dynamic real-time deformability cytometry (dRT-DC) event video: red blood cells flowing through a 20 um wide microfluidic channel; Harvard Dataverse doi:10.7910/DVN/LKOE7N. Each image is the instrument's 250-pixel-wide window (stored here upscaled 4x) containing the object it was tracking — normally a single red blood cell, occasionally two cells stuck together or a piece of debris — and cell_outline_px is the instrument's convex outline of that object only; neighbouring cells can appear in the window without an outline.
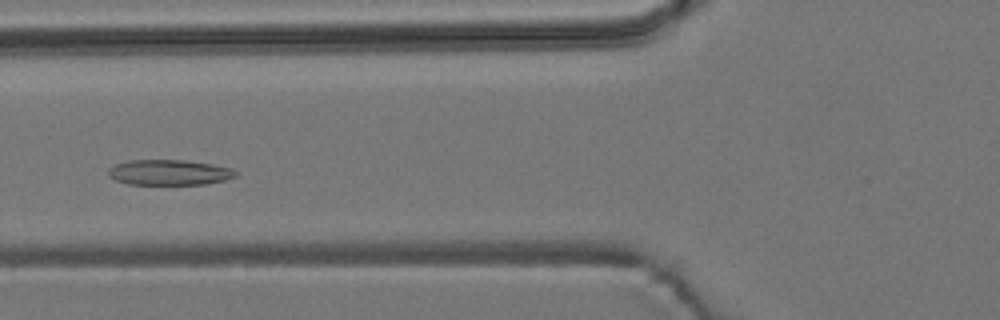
{"species": "common noctule bat (a hibernating species)", "species_latin": "Nyctalus noctula", "temperature_condition": "room temperature", "stored_images_in_passage": 6, "camera_frame_rate_fps": 3000, "um_per_image_px": 0.085, "animal": {"sex": "male", "body_mass_g": 19.2, "forearm_length_mm": 51.8}, "frame": {"image": 1, "passage_image": 5, "time_ms": 1.333, "image_size_px": [1000, 320], "cell_outline_px": [[240, 172], [236, 176], [224, 180], [204, 184], [128, 184], [116, 180], [108, 176], [108, 168], [116, 164], [128, 160], [184, 160], [212, 164], [232, 168]], "centroid_in_image_um": [14.39, 14.65], "position_along_channel_um": 111.4, "area_um2": 18.9}}
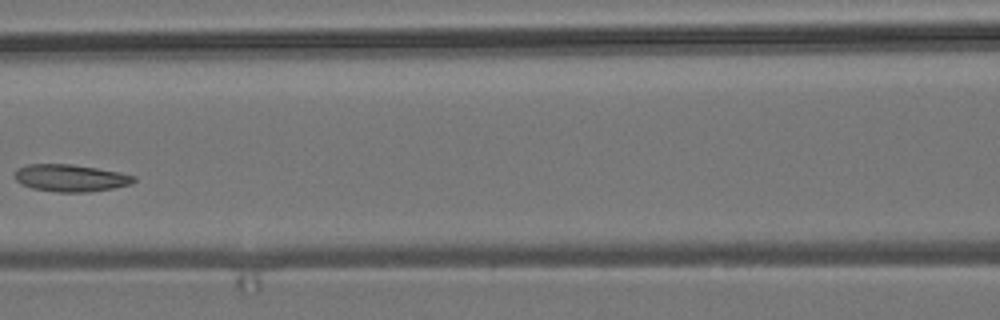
{"frame": {"image": 2, "passage_image": 6, "time_ms": 1.667, "image_size_px": [1000, 320], "cell_outline_px": [[136, 180], [132, 184], [112, 188], [88, 192], [56, 192], [32, 188], [20, 184], [16, 180], [16, 172], [20, 168], [28, 164], [72, 164], [120, 172], [136, 176]], "centroid_in_image_um": [6.03, 15.13], "position_along_channel_um": 160.6, "area_um2": 18.79}}